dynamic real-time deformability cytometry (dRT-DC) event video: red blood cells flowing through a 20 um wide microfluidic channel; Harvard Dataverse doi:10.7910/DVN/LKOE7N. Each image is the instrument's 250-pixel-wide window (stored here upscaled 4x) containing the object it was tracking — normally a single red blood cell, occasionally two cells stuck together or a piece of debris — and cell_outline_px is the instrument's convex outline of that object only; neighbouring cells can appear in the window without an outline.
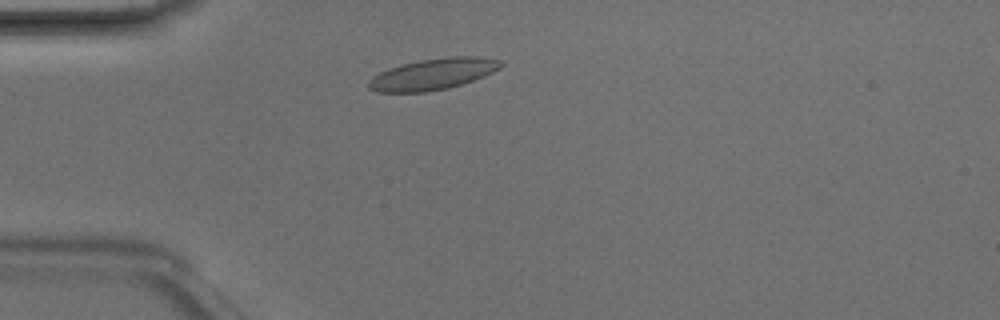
{"species": "Egyptian fruit bat (a non-hibernating species)", "species_latin": "Rousettus aegyptiacus", "temperature_condition": "room temperature", "stored_images_in_passage": 41, "camera_frame_rate_fps": 3000, "um_per_image_px": 0.085, "animal": {"sex": "male"}, "frame": {"image": 1, "passage_image": 6, "time_ms": 1.667, "image_size_px": [1000, 320], "cell_outline_px": [[504, 64], [500, 68], [484, 76], [448, 88], [424, 92], [376, 92], [368, 88], [368, 80], [372, 76], [388, 68], [420, 60], [448, 56], [476, 56], [500, 60]], "centroid_in_image_um": [36.78, 6.29], "position_along_channel_um": 48.2, "area_um2": 23.99}}
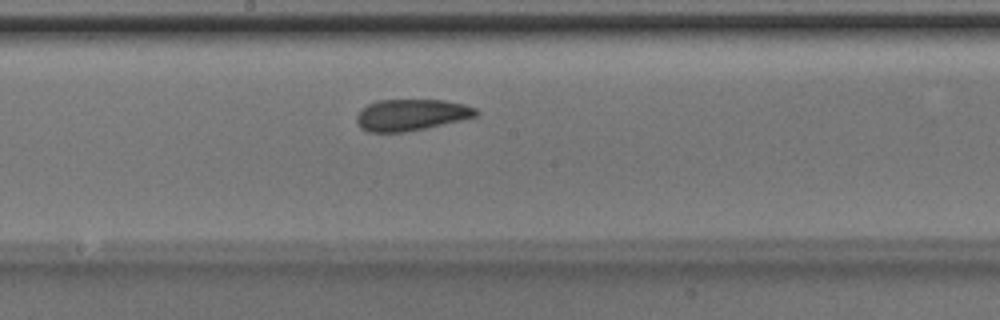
{"frame": {"image": 2, "passage_image": 19, "time_ms": 6.0, "image_size_px": [1000, 320], "cell_outline_px": [[480, 112], [476, 116], [460, 120], [424, 128], [404, 132], [368, 132], [360, 128], [356, 124], [356, 116], [368, 104], [380, 100], [444, 100], [464, 104], [476, 108]], "centroid_in_image_um": [34.94, 9.76], "position_along_channel_um": 213.3, "area_um2": 21.73}}
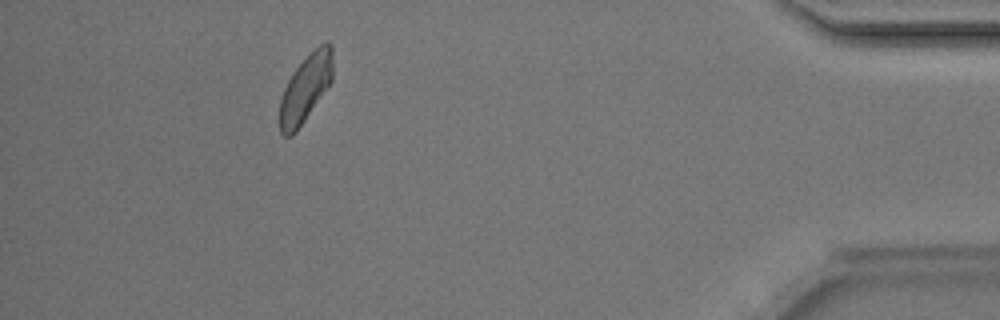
{"frame": {"image": 3, "passage_image": 37, "time_ms": 12.0, "image_size_px": [1000, 320], "cell_outline_px": [[332, 80], [296, 132], [292, 136], [284, 136], [280, 132], [280, 96], [288, 80], [296, 68], [308, 52], [320, 44], [328, 40], [332, 44]], "centroid_in_image_um": [25.96, 7.46], "position_along_channel_um": 409.2, "area_um2": 20.81}, "authors_computed_cell_mechanics": {"area_um2": 22.1374, "velocity_mm_per_s": 4.1739, "shape_relaxation_time_tau1_ms": 3.2759, "shape_relaxation_time_tau2_ms": 1.9494, "deformation_change_tau1": 0.0949, "deformation_change_tau2": 0.0684}}